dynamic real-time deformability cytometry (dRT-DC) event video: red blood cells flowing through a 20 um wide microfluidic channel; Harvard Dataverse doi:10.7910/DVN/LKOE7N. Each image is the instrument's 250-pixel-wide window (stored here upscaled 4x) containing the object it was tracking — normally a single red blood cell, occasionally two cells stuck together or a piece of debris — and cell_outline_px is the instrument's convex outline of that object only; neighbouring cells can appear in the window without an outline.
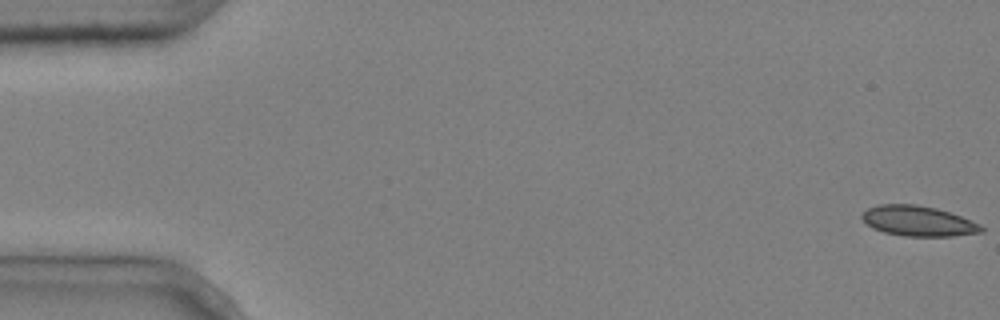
{"species": "common noctule bat (a hibernating species)", "species_latin": "Nyctalus noctula", "temperature_condition": "cold", "stored_images_in_passage": 5, "camera_frame_rate_fps": 3000, "um_per_image_px": 0.085, "animal": {"sex": "male", "body_mass_g": 20.4}, "frame": {"image": 1, "passage_image": 1, "time_ms": 0.0, "image_size_px": [1000, 320], "cell_outline_px": [[984, 232], [952, 236], [904, 236], [884, 232], [872, 228], [860, 216], [868, 208], [880, 204], [916, 204], [936, 208], [960, 216], [980, 224], [984, 228]], "centroid_in_image_um": [78.05, 18.79], "position_along_channel_um": 6.9, "area_um2": 20.92}}
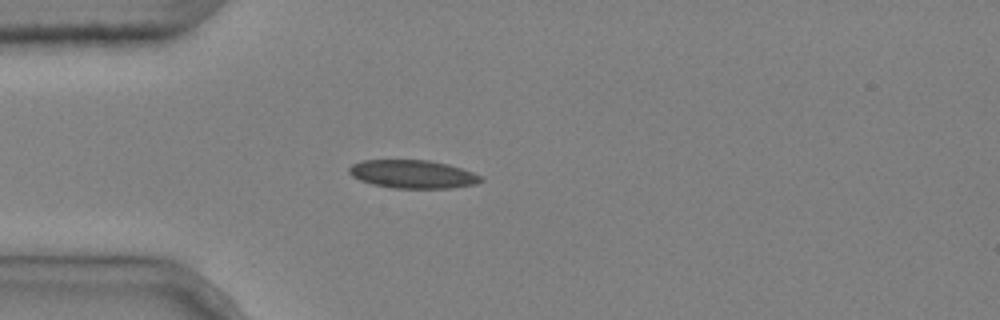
{"frame": {"image": 2, "passage_image": 5, "time_ms": 1.333, "image_size_px": [1000, 320], "cell_outline_px": [[484, 180], [476, 184], [452, 188], [392, 188], [372, 184], [360, 180], [352, 176], [348, 172], [348, 168], [352, 164], [360, 160], [428, 160], [448, 164], [484, 176]], "centroid_in_image_um": [35.09, 14.8], "position_along_channel_um": 49.9, "area_um2": 21.85}}